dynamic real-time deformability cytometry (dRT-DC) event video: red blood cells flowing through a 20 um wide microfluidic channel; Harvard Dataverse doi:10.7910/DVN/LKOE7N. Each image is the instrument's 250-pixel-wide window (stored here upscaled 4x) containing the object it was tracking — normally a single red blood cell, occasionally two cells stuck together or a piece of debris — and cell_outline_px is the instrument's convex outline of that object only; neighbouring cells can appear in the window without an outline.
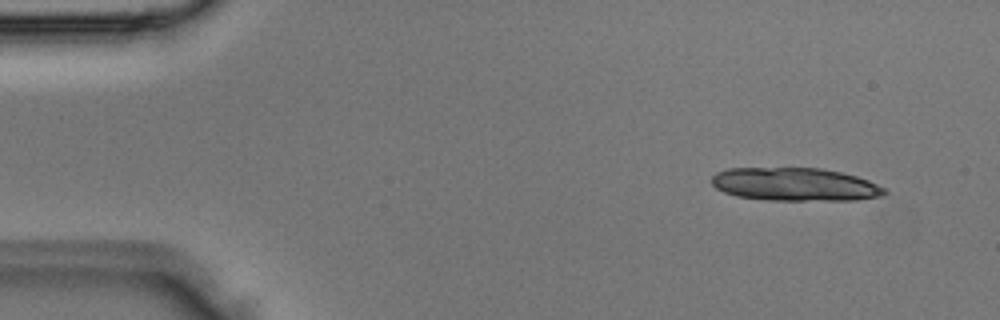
{"species": "Egyptian fruit bat (a non-hibernating species)", "species_latin": "Rousettus aegyptiacus", "temperature_condition": "room temperature", "stored_images_in_passage": 2, "segment_of_instrument_passage": [2, 2], "camera_frame_rate_fps": 3000, "um_per_image_px": 0.085, "animal": {"sex": "male"}, "frame": {"image": 1, "passage_image": 2, "time_ms": 0.333, "image_size_px": [1000, 320], "cell_outline_px": [[888, 192], [884, 196], [856, 200], [768, 200], [736, 196], [724, 192], [716, 188], [712, 184], [712, 176], [716, 172], [728, 168], [820, 168], [840, 172], [856, 176], [868, 180], [888, 188]], "centroid_in_image_um": [67.61, 15.68], "position_along_channel_um": 17.4, "area_um2": 33.64}}